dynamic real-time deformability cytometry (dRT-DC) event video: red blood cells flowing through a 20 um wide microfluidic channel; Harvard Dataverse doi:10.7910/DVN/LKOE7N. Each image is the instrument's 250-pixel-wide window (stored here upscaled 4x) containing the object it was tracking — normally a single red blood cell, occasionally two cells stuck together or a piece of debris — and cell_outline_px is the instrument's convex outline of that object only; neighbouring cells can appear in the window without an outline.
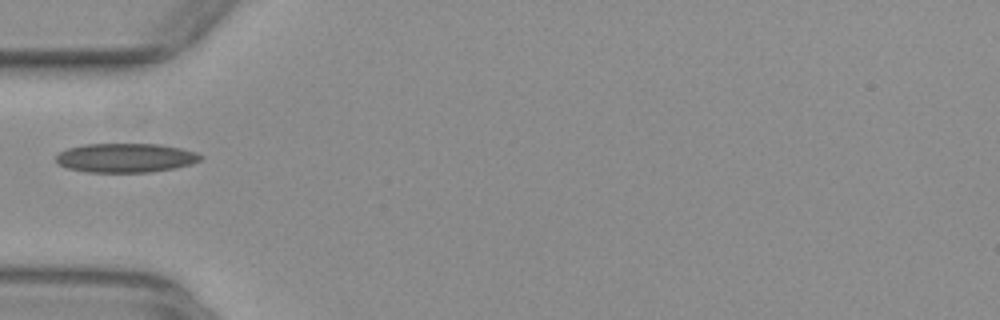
{"species": "common noctule bat (a hibernating species)", "species_latin": "Nyctalus noctula", "temperature_condition": "warm", "stored_images_in_passage": 15, "camera_frame_rate_fps": 3000, "um_per_image_px": 0.085, "animal": {"sex": "female", "body_mass_g": 29.2, "forearm_length_mm": 56.3}, "frame": {"image": 1, "passage_image": 1, "time_ms": 0.0, "image_size_px": [1000, 320], "cell_outline_px": [[204, 156], [200, 160], [192, 164], [172, 168], [148, 172], [88, 172], [68, 168], [60, 164], [56, 160], [56, 156], [60, 152], [68, 148], [84, 144], [160, 144], [180, 148], [196, 152]], "centroid_in_image_um": [10.69, 13.41], "position_along_channel_um": 74.3, "area_um2": 24.39}}
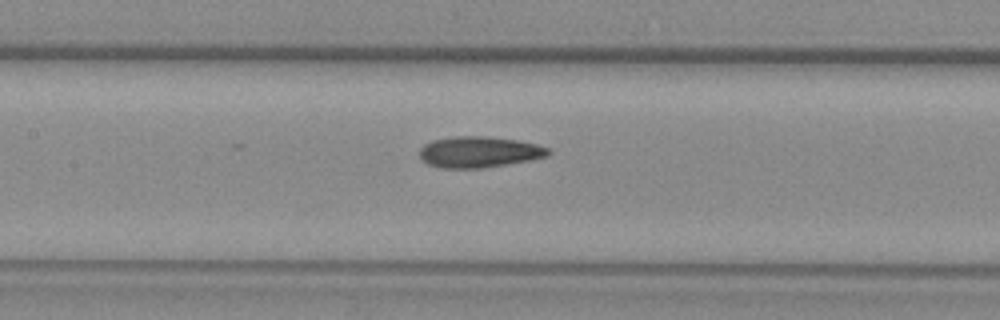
{"frame": {"image": 2, "passage_image": 8, "time_ms": 2.333, "image_size_px": [1000, 320], "cell_outline_px": [[552, 152], [548, 156], [528, 160], [480, 168], [440, 168], [428, 164], [420, 160], [420, 148], [424, 144], [432, 140], [456, 136], [488, 136], [516, 140], [536, 144], [548, 148]], "centroid_in_image_um": [40.68, 12.91], "position_along_channel_um": 166.7, "area_um2": 23.24}}
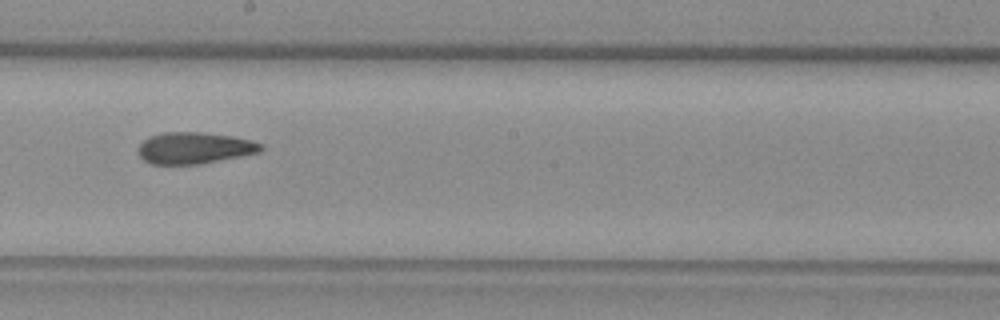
{"frame": {"image": 3, "passage_image": 13, "time_ms": 4.0, "image_size_px": [1000, 320], "cell_outline_px": [[264, 148], [260, 152], [200, 164], [152, 164], [144, 160], [136, 152], [136, 148], [148, 136], [164, 132], [200, 132], [232, 136], [252, 140], [264, 144]], "centroid_in_image_um": [16.51, 12.57], "position_along_channel_um": 231.7, "area_um2": 22.72}}